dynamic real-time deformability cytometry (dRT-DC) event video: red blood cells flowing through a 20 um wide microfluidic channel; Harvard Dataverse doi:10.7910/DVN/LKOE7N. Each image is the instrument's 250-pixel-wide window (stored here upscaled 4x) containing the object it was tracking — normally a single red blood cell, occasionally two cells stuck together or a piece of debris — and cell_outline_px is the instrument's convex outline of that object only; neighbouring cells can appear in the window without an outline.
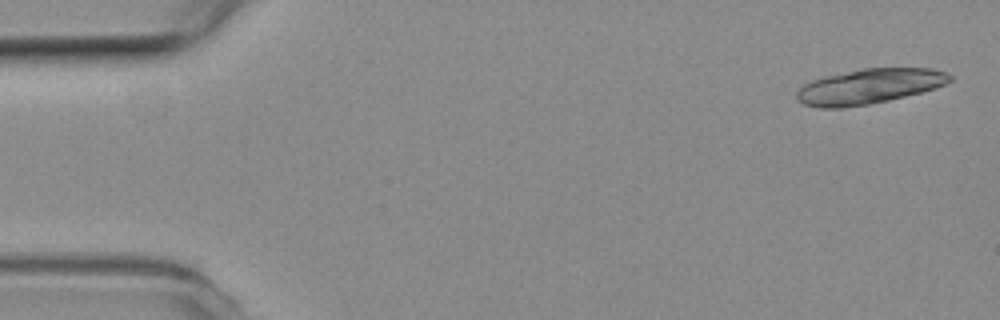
{"species": "common noctule bat (a hibernating species)", "species_latin": "Nyctalus noctula", "temperature_condition": "room temperature", "stored_images_in_passage": 4, "camera_frame_rate_fps": 3000, "um_per_image_px": 0.085, "animal": {"sex": "female", "body_mass_g": 19.3, "forearm_length_mm": 54.1}, "frame": {"image": 1, "passage_image": 1, "time_ms": 0.0, "image_size_px": [1000, 320], "cell_outline_px": [[952, 80], [936, 88], [888, 100], [868, 104], [840, 108], [820, 108], [804, 104], [796, 96], [796, 92], [804, 84], [812, 80], [824, 76], [860, 68], [932, 68], [944, 72], [952, 76]], "centroid_in_image_um": [73.87, 7.33], "position_along_channel_um": 11.1, "area_um2": 31.1}}